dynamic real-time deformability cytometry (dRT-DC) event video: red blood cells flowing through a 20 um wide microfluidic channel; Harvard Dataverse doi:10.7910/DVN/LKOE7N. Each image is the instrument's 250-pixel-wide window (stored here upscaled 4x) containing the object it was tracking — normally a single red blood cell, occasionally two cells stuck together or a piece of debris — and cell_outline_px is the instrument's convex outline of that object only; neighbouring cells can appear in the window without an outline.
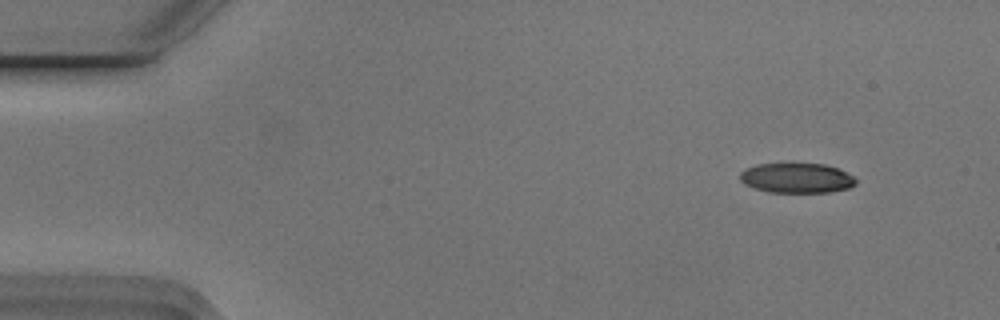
{"species": "Egyptian fruit bat (a non-hibernating species)", "species_latin": "Rousettus aegyptiacus", "temperature_condition": "cold", "stored_images_in_passage": 5, "camera_frame_rate_fps": 3000, "um_per_image_px": 0.085, "animal": {"sex": "male"}, "frame": {"image": 1, "passage_image": 1, "time_ms": 0.0, "image_size_px": [1000, 320], "cell_outline_px": [[856, 184], [848, 188], [828, 192], [768, 192], [744, 184], [740, 180], [740, 172], [744, 168], [756, 164], [824, 164], [836, 168], [852, 176], [856, 180]], "centroid_in_image_um": [67.67, 15.13], "position_along_channel_um": 17.3, "area_um2": 20.0}}
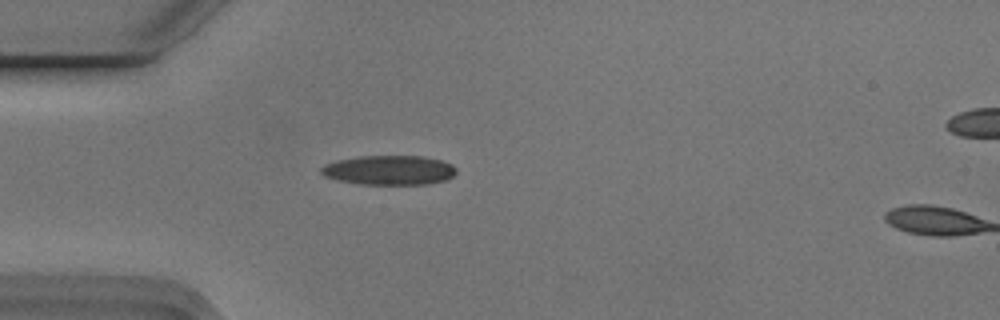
{"frame": {"image": 2, "passage_image": 4, "time_ms": 1.0, "image_size_px": [1000, 320], "cell_outline_px": [[456, 172], [452, 176], [444, 180], [428, 184], [360, 184], [336, 180], [324, 176], [320, 172], [320, 168], [324, 164], [336, 160], [360, 156], [424, 156], [444, 160], [452, 164], [456, 168]], "centroid_in_image_um": [33.07, 14.45], "position_along_channel_um": 51.9, "area_um2": 23.41}}